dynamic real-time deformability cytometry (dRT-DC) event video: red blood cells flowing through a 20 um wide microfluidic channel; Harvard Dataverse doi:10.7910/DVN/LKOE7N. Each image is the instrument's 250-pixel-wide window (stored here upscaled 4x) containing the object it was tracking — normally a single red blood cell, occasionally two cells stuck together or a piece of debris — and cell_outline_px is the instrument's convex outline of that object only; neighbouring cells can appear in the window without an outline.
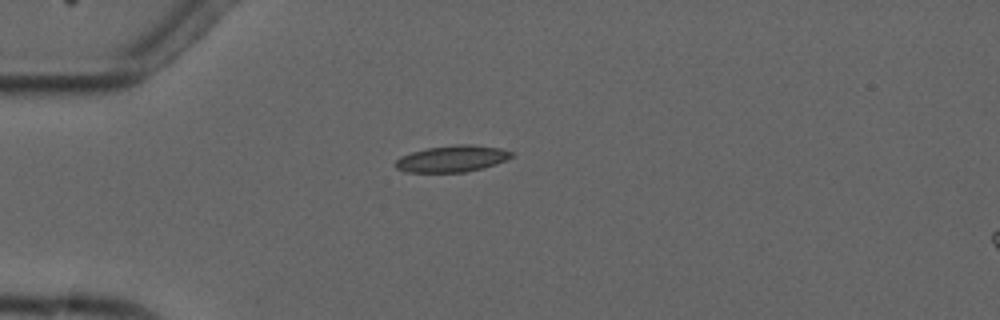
{"species": "common noctule bat (a hibernating species)", "species_latin": "Nyctalus noctula", "temperature_condition": "cold", "stored_images_in_passage": 10, "camera_frame_rate_fps": 3000, "um_per_image_px": 0.085, "animal": {"sex": "male", "forearm_length_mm": 52.5}, "frame": {"image": 1, "passage_image": 5, "time_ms": 4.667, "image_size_px": [1000, 320], "cell_outline_px": [[516, 152], [508, 160], [484, 168], [464, 172], [404, 172], [396, 168], [392, 164], [400, 156], [412, 152], [428, 148], [456, 144], [472, 144], [500, 148]], "centroid_in_image_um": [38.45, 13.49], "position_along_channel_um": 46.6, "area_um2": 18.21}}
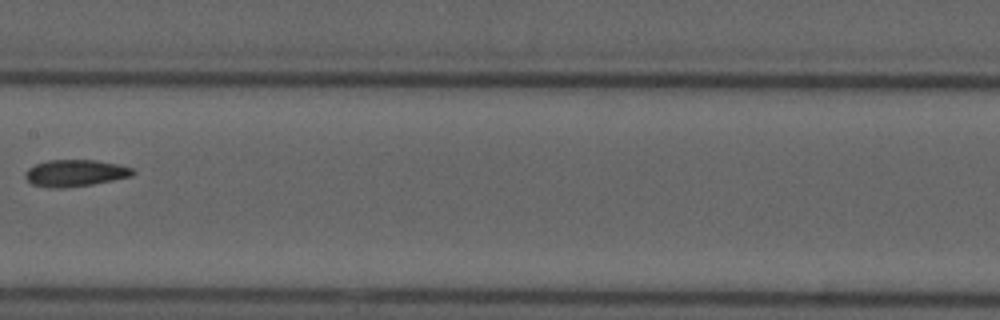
{"frame": {"image": 2, "passage_image": 9, "time_ms": 9.333, "image_size_px": [1000, 320], "cell_outline_px": [[136, 172], [132, 176], [92, 184], [64, 188], [48, 188], [32, 184], [24, 176], [24, 172], [28, 168], [36, 164], [48, 160], [96, 160], [120, 164], [132, 168]], "centroid_in_image_um": [6.39, 14.71], "position_along_channel_um": 201.0, "area_um2": 16.88}}
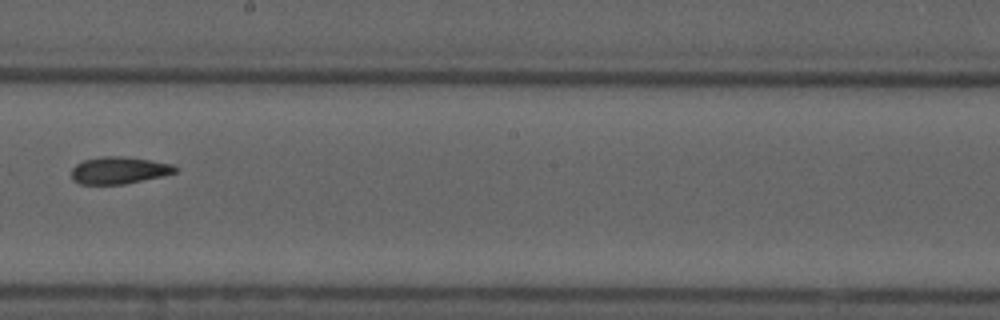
{"frame": {"image": 3, "passage_image": 10, "time_ms": 10.333, "image_size_px": [1000, 320], "cell_outline_px": [[180, 168], [176, 172], [164, 176], [124, 184], [80, 184], [72, 180], [72, 168], [76, 164], [84, 160], [100, 156], [124, 156], [172, 164]], "centroid_in_image_um": [10.13, 14.48], "position_along_channel_um": 238.1, "area_um2": 16.47}}